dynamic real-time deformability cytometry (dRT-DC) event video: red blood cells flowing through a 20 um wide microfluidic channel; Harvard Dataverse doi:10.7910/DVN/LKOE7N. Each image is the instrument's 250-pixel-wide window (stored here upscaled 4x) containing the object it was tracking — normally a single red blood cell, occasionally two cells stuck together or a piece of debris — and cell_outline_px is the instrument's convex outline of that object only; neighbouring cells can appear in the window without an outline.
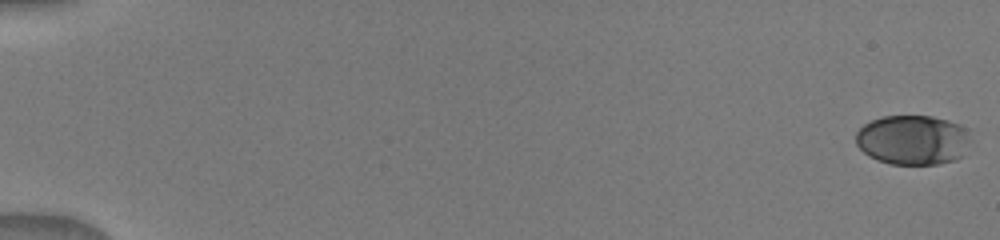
{"species": "human", "species_latin": "Homo sapiens", "temperature_condition": "warm", "stored_images_in_passage": 13, "camera_frame_rate_fps": 3000, "um_per_image_px": 0.085, "donor": {"sex": "male"}, "frame": {"image": 1, "passage_image": 1, "time_ms": 0.0, "image_size_px": [1000, 240], "cell_outline_px": [[972, 140], [960, 156], [956, 160], [940, 164], [888, 164], [868, 156], [856, 144], [856, 132], [864, 124], [872, 120], [884, 116], [932, 116], [948, 120], [972, 128]], "centroid_in_image_um": [77.65, 11.88], "position_along_channel_um": 7.3, "area_um2": 33.81}}
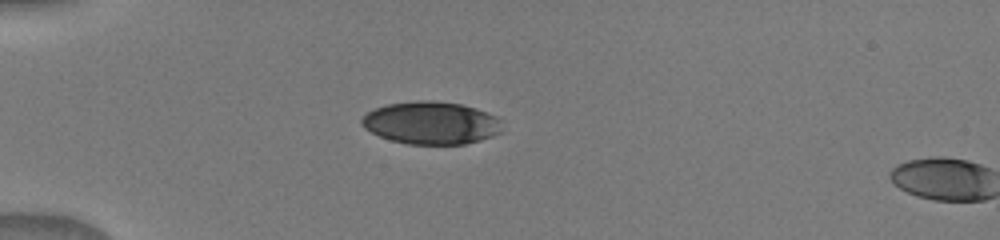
{"frame": {"image": 2, "passage_image": 12, "time_ms": 5.0, "image_size_px": [1000, 240], "cell_outline_px": [[504, 120], [500, 132], [492, 136], [480, 140], [464, 144], [408, 144], [392, 140], [380, 136], [364, 128], [360, 124], [360, 120], [368, 112], [376, 108], [388, 104], [420, 100], [428, 100], [460, 104], [476, 108], [496, 116]], "centroid_in_image_um": [36.67, 10.45], "position_along_channel_um": 48.3, "area_um2": 34.85}}